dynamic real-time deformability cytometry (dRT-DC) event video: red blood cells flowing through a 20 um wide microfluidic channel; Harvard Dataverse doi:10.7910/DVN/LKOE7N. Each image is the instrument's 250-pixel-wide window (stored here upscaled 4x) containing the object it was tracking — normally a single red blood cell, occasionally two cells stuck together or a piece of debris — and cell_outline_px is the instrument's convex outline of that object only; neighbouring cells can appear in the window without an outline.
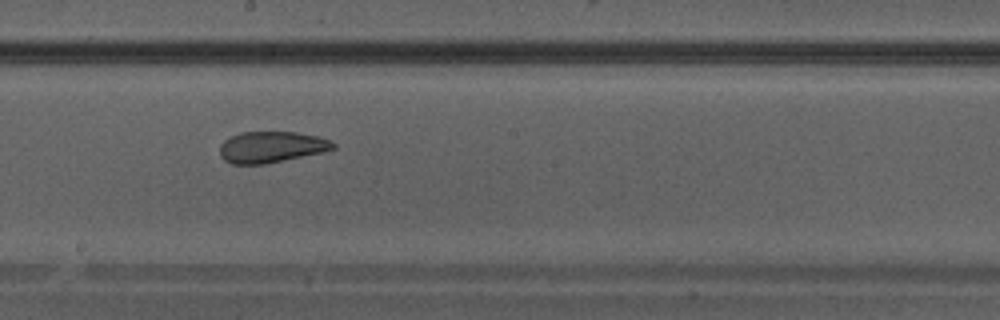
{"species": "Egyptian fruit bat (a non-hibernating species)", "species_latin": "Rousettus aegyptiacus", "temperature_condition": "warm", "stored_images_in_passage": 29, "camera_frame_rate_fps": 3000, "um_per_image_px": 0.085, "animal": {"sex": "male"}, "frame": {"image": 1, "passage_image": 16, "time_ms": 5.0, "image_size_px": [1000, 320], "cell_outline_px": [[336, 148], [324, 152], [264, 164], [232, 164], [224, 160], [220, 156], [220, 144], [224, 140], [240, 132], [296, 132], [320, 136], [336, 144]], "centroid_in_image_um": [23.07, 12.49], "position_along_channel_um": 225.1, "area_um2": 20.69}}